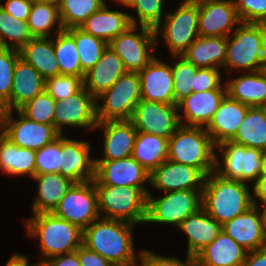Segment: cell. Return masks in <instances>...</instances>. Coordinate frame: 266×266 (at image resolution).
I'll use <instances>...</instances> for the list:
<instances>
[{"mask_svg":"<svg viewBox=\"0 0 266 266\" xmlns=\"http://www.w3.org/2000/svg\"><path fill=\"white\" fill-rule=\"evenodd\" d=\"M133 226L120 220L98 218L83 230V245L114 266L138 264L131 233Z\"/></svg>","mask_w":266,"mask_h":266,"instance_id":"obj_1","label":"cell"},{"mask_svg":"<svg viewBox=\"0 0 266 266\" xmlns=\"http://www.w3.org/2000/svg\"><path fill=\"white\" fill-rule=\"evenodd\" d=\"M247 183L225 179L215 171L208 174L202 191V207L219 224L231 221L258 206Z\"/></svg>","mask_w":266,"mask_h":266,"instance_id":"obj_2","label":"cell"},{"mask_svg":"<svg viewBox=\"0 0 266 266\" xmlns=\"http://www.w3.org/2000/svg\"><path fill=\"white\" fill-rule=\"evenodd\" d=\"M27 234L40 239L41 262L76 251L83 244V230L53 213L34 214L26 220Z\"/></svg>","mask_w":266,"mask_h":266,"instance_id":"obj_3","label":"cell"},{"mask_svg":"<svg viewBox=\"0 0 266 266\" xmlns=\"http://www.w3.org/2000/svg\"><path fill=\"white\" fill-rule=\"evenodd\" d=\"M216 145L201 126L180 125L168 139V160L198 168L205 176L215 171Z\"/></svg>","mask_w":266,"mask_h":266,"instance_id":"obj_4","label":"cell"},{"mask_svg":"<svg viewBox=\"0 0 266 266\" xmlns=\"http://www.w3.org/2000/svg\"><path fill=\"white\" fill-rule=\"evenodd\" d=\"M98 193L99 212L107 219L131 224L145 223L147 214V188L129 186L95 185Z\"/></svg>","mask_w":266,"mask_h":266,"instance_id":"obj_5","label":"cell"},{"mask_svg":"<svg viewBox=\"0 0 266 266\" xmlns=\"http://www.w3.org/2000/svg\"><path fill=\"white\" fill-rule=\"evenodd\" d=\"M227 37L224 70L254 72L266 69V51L261 47L260 23L241 22Z\"/></svg>","mask_w":266,"mask_h":266,"instance_id":"obj_6","label":"cell"},{"mask_svg":"<svg viewBox=\"0 0 266 266\" xmlns=\"http://www.w3.org/2000/svg\"><path fill=\"white\" fill-rule=\"evenodd\" d=\"M103 99V105L99 100ZM141 100L138 72H126L106 91L96 97L98 122L130 120Z\"/></svg>","mask_w":266,"mask_h":266,"instance_id":"obj_7","label":"cell"},{"mask_svg":"<svg viewBox=\"0 0 266 266\" xmlns=\"http://www.w3.org/2000/svg\"><path fill=\"white\" fill-rule=\"evenodd\" d=\"M203 190H179L166 192L156 199L147 195L145 223H163L178 227L190 214L202 208Z\"/></svg>","mask_w":266,"mask_h":266,"instance_id":"obj_8","label":"cell"},{"mask_svg":"<svg viewBox=\"0 0 266 266\" xmlns=\"http://www.w3.org/2000/svg\"><path fill=\"white\" fill-rule=\"evenodd\" d=\"M136 30L137 25H132L108 44L121 58L127 72H140L154 58L158 38L154 29L140 26L138 34Z\"/></svg>","mask_w":266,"mask_h":266,"instance_id":"obj_9","label":"cell"},{"mask_svg":"<svg viewBox=\"0 0 266 266\" xmlns=\"http://www.w3.org/2000/svg\"><path fill=\"white\" fill-rule=\"evenodd\" d=\"M52 213L84 230L101 215L94 181L74 183Z\"/></svg>","mask_w":266,"mask_h":266,"instance_id":"obj_10","label":"cell"},{"mask_svg":"<svg viewBox=\"0 0 266 266\" xmlns=\"http://www.w3.org/2000/svg\"><path fill=\"white\" fill-rule=\"evenodd\" d=\"M199 4L183 1L173 13L164 19L161 37L164 38L173 57L182 53L199 37Z\"/></svg>","mask_w":266,"mask_h":266,"instance_id":"obj_11","label":"cell"},{"mask_svg":"<svg viewBox=\"0 0 266 266\" xmlns=\"http://www.w3.org/2000/svg\"><path fill=\"white\" fill-rule=\"evenodd\" d=\"M130 121L138 132L169 139L181 125L177 104H163L141 99Z\"/></svg>","mask_w":266,"mask_h":266,"instance_id":"obj_12","label":"cell"},{"mask_svg":"<svg viewBox=\"0 0 266 266\" xmlns=\"http://www.w3.org/2000/svg\"><path fill=\"white\" fill-rule=\"evenodd\" d=\"M96 98L84 87L65 100L56 101L54 111V128L60 133L63 125L96 129Z\"/></svg>","mask_w":266,"mask_h":266,"instance_id":"obj_13","label":"cell"},{"mask_svg":"<svg viewBox=\"0 0 266 266\" xmlns=\"http://www.w3.org/2000/svg\"><path fill=\"white\" fill-rule=\"evenodd\" d=\"M95 185L145 188L150 183V172L132 156L118 160H95Z\"/></svg>","mask_w":266,"mask_h":266,"instance_id":"obj_14","label":"cell"},{"mask_svg":"<svg viewBox=\"0 0 266 266\" xmlns=\"http://www.w3.org/2000/svg\"><path fill=\"white\" fill-rule=\"evenodd\" d=\"M206 176L190 165L165 160L150 173V186L166 192L203 190Z\"/></svg>","mask_w":266,"mask_h":266,"instance_id":"obj_15","label":"cell"},{"mask_svg":"<svg viewBox=\"0 0 266 266\" xmlns=\"http://www.w3.org/2000/svg\"><path fill=\"white\" fill-rule=\"evenodd\" d=\"M13 111H9L3 123V134L21 148L39 150L51 143L60 133L53 125H46L29 120L18 110V121L13 119Z\"/></svg>","mask_w":266,"mask_h":266,"instance_id":"obj_16","label":"cell"},{"mask_svg":"<svg viewBox=\"0 0 266 266\" xmlns=\"http://www.w3.org/2000/svg\"><path fill=\"white\" fill-rule=\"evenodd\" d=\"M241 23L232 0H212L199 3V36L228 37L233 26Z\"/></svg>","mask_w":266,"mask_h":266,"instance_id":"obj_17","label":"cell"},{"mask_svg":"<svg viewBox=\"0 0 266 266\" xmlns=\"http://www.w3.org/2000/svg\"><path fill=\"white\" fill-rule=\"evenodd\" d=\"M141 99L175 104L171 65L154 57L140 72Z\"/></svg>","mask_w":266,"mask_h":266,"instance_id":"obj_18","label":"cell"},{"mask_svg":"<svg viewBox=\"0 0 266 266\" xmlns=\"http://www.w3.org/2000/svg\"><path fill=\"white\" fill-rule=\"evenodd\" d=\"M90 144L68 139L61 134L60 174L75 183L92 181L95 176V159L90 158Z\"/></svg>","mask_w":266,"mask_h":266,"instance_id":"obj_19","label":"cell"},{"mask_svg":"<svg viewBox=\"0 0 266 266\" xmlns=\"http://www.w3.org/2000/svg\"><path fill=\"white\" fill-rule=\"evenodd\" d=\"M222 231L244 249L254 251L266 247V233L259 206H253L222 225Z\"/></svg>","mask_w":266,"mask_h":266,"instance_id":"obj_20","label":"cell"},{"mask_svg":"<svg viewBox=\"0 0 266 266\" xmlns=\"http://www.w3.org/2000/svg\"><path fill=\"white\" fill-rule=\"evenodd\" d=\"M226 95V89H214L205 92H192L177 103L178 110L183 109L179 114L181 125L185 126H207L212 120L214 113L222 99ZM182 119H186L184 123Z\"/></svg>","mask_w":266,"mask_h":266,"instance_id":"obj_21","label":"cell"},{"mask_svg":"<svg viewBox=\"0 0 266 266\" xmlns=\"http://www.w3.org/2000/svg\"><path fill=\"white\" fill-rule=\"evenodd\" d=\"M95 128L104 130V157L95 160H118L132 155L138 131L130 120L98 122Z\"/></svg>","mask_w":266,"mask_h":266,"instance_id":"obj_22","label":"cell"},{"mask_svg":"<svg viewBox=\"0 0 266 266\" xmlns=\"http://www.w3.org/2000/svg\"><path fill=\"white\" fill-rule=\"evenodd\" d=\"M249 107L225 95L212 120L205 127L215 145L231 140L235 136Z\"/></svg>","mask_w":266,"mask_h":266,"instance_id":"obj_23","label":"cell"},{"mask_svg":"<svg viewBox=\"0 0 266 266\" xmlns=\"http://www.w3.org/2000/svg\"><path fill=\"white\" fill-rule=\"evenodd\" d=\"M45 90V79L22 58L17 60L14 68L10 98L6 101L9 111L18 110Z\"/></svg>","mask_w":266,"mask_h":266,"instance_id":"obj_24","label":"cell"},{"mask_svg":"<svg viewBox=\"0 0 266 266\" xmlns=\"http://www.w3.org/2000/svg\"><path fill=\"white\" fill-rule=\"evenodd\" d=\"M126 72L121 58L107 46L99 61L85 73L84 88L96 98Z\"/></svg>","mask_w":266,"mask_h":266,"instance_id":"obj_25","label":"cell"},{"mask_svg":"<svg viewBox=\"0 0 266 266\" xmlns=\"http://www.w3.org/2000/svg\"><path fill=\"white\" fill-rule=\"evenodd\" d=\"M177 228L186 233L187 255L193 257L212 243L222 231V225L213 219L203 207L190 214Z\"/></svg>","mask_w":266,"mask_h":266,"instance_id":"obj_26","label":"cell"},{"mask_svg":"<svg viewBox=\"0 0 266 266\" xmlns=\"http://www.w3.org/2000/svg\"><path fill=\"white\" fill-rule=\"evenodd\" d=\"M248 251L221 231L197 256V266H242Z\"/></svg>","mask_w":266,"mask_h":266,"instance_id":"obj_27","label":"cell"},{"mask_svg":"<svg viewBox=\"0 0 266 266\" xmlns=\"http://www.w3.org/2000/svg\"><path fill=\"white\" fill-rule=\"evenodd\" d=\"M132 26L129 14L108 9L106 2L79 27L107 44Z\"/></svg>","mask_w":266,"mask_h":266,"instance_id":"obj_28","label":"cell"},{"mask_svg":"<svg viewBox=\"0 0 266 266\" xmlns=\"http://www.w3.org/2000/svg\"><path fill=\"white\" fill-rule=\"evenodd\" d=\"M227 37L199 36L183 53L186 60L199 68L224 67Z\"/></svg>","mask_w":266,"mask_h":266,"instance_id":"obj_29","label":"cell"},{"mask_svg":"<svg viewBox=\"0 0 266 266\" xmlns=\"http://www.w3.org/2000/svg\"><path fill=\"white\" fill-rule=\"evenodd\" d=\"M33 179L38 183L37 195L32 205L34 214L52 213L75 183L59 173L38 174Z\"/></svg>","mask_w":266,"mask_h":266,"instance_id":"obj_30","label":"cell"},{"mask_svg":"<svg viewBox=\"0 0 266 266\" xmlns=\"http://www.w3.org/2000/svg\"><path fill=\"white\" fill-rule=\"evenodd\" d=\"M52 37H33L20 50V58L32 65L46 80L60 75V67L55 57Z\"/></svg>","mask_w":266,"mask_h":266,"instance_id":"obj_31","label":"cell"},{"mask_svg":"<svg viewBox=\"0 0 266 266\" xmlns=\"http://www.w3.org/2000/svg\"><path fill=\"white\" fill-rule=\"evenodd\" d=\"M226 94L250 107L266 103V69L248 72L225 83Z\"/></svg>","mask_w":266,"mask_h":266,"instance_id":"obj_32","label":"cell"},{"mask_svg":"<svg viewBox=\"0 0 266 266\" xmlns=\"http://www.w3.org/2000/svg\"><path fill=\"white\" fill-rule=\"evenodd\" d=\"M36 151L21 148L4 134L0 137V170L10 176H35Z\"/></svg>","mask_w":266,"mask_h":266,"instance_id":"obj_33","label":"cell"},{"mask_svg":"<svg viewBox=\"0 0 266 266\" xmlns=\"http://www.w3.org/2000/svg\"><path fill=\"white\" fill-rule=\"evenodd\" d=\"M245 147L266 151V112L263 107H249L237 133L230 140Z\"/></svg>","mask_w":266,"mask_h":266,"instance_id":"obj_34","label":"cell"},{"mask_svg":"<svg viewBox=\"0 0 266 266\" xmlns=\"http://www.w3.org/2000/svg\"><path fill=\"white\" fill-rule=\"evenodd\" d=\"M150 173L168 158V139L137 132L131 155Z\"/></svg>","mask_w":266,"mask_h":266,"instance_id":"obj_35","label":"cell"},{"mask_svg":"<svg viewBox=\"0 0 266 266\" xmlns=\"http://www.w3.org/2000/svg\"><path fill=\"white\" fill-rule=\"evenodd\" d=\"M65 31L75 40L82 71L87 73L99 61L108 44L80 28Z\"/></svg>","mask_w":266,"mask_h":266,"instance_id":"obj_36","label":"cell"},{"mask_svg":"<svg viewBox=\"0 0 266 266\" xmlns=\"http://www.w3.org/2000/svg\"><path fill=\"white\" fill-rule=\"evenodd\" d=\"M27 23L33 37H50L51 28L56 24H58V29L55 35L64 30L60 21L58 7L50 4L33 1Z\"/></svg>","mask_w":266,"mask_h":266,"instance_id":"obj_37","label":"cell"},{"mask_svg":"<svg viewBox=\"0 0 266 266\" xmlns=\"http://www.w3.org/2000/svg\"><path fill=\"white\" fill-rule=\"evenodd\" d=\"M55 57L60 67V75H74L84 79L75 40L65 31L54 39Z\"/></svg>","mask_w":266,"mask_h":266,"instance_id":"obj_38","label":"cell"},{"mask_svg":"<svg viewBox=\"0 0 266 266\" xmlns=\"http://www.w3.org/2000/svg\"><path fill=\"white\" fill-rule=\"evenodd\" d=\"M32 38L27 20L16 19L0 7V47L20 50Z\"/></svg>","mask_w":266,"mask_h":266,"instance_id":"obj_39","label":"cell"},{"mask_svg":"<svg viewBox=\"0 0 266 266\" xmlns=\"http://www.w3.org/2000/svg\"><path fill=\"white\" fill-rule=\"evenodd\" d=\"M105 2V0H63L58 8L63 29L79 28Z\"/></svg>","mask_w":266,"mask_h":266,"instance_id":"obj_40","label":"cell"},{"mask_svg":"<svg viewBox=\"0 0 266 266\" xmlns=\"http://www.w3.org/2000/svg\"><path fill=\"white\" fill-rule=\"evenodd\" d=\"M217 148L223 154V161L220 165L216 154L215 172L225 179L242 182V145L228 140L216 145Z\"/></svg>","mask_w":266,"mask_h":266,"instance_id":"obj_41","label":"cell"},{"mask_svg":"<svg viewBox=\"0 0 266 266\" xmlns=\"http://www.w3.org/2000/svg\"><path fill=\"white\" fill-rule=\"evenodd\" d=\"M56 100L45 90L26 102L18 111L29 120L54 126Z\"/></svg>","mask_w":266,"mask_h":266,"instance_id":"obj_42","label":"cell"},{"mask_svg":"<svg viewBox=\"0 0 266 266\" xmlns=\"http://www.w3.org/2000/svg\"><path fill=\"white\" fill-rule=\"evenodd\" d=\"M180 61L171 66L173 72V89L175 104L192 93L194 76L199 67L179 55Z\"/></svg>","mask_w":266,"mask_h":266,"instance_id":"obj_43","label":"cell"},{"mask_svg":"<svg viewBox=\"0 0 266 266\" xmlns=\"http://www.w3.org/2000/svg\"><path fill=\"white\" fill-rule=\"evenodd\" d=\"M164 0H134L133 4L130 6L136 9L138 21L131 15L130 21L132 25L147 26L153 28L156 37L159 34L161 18L164 11L163 10Z\"/></svg>","mask_w":266,"mask_h":266,"instance_id":"obj_44","label":"cell"},{"mask_svg":"<svg viewBox=\"0 0 266 266\" xmlns=\"http://www.w3.org/2000/svg\"><path fill=\"white\" fill-rule=\"evenodd\" d=\"M61 134L51 143L36 150L35 175L59 173L61 168Z\"/></svg>","mask_w":266,"mask_h":266,"instance_id":"obj_45","label":"cell"},{"mask_svg":"<svg viewBox=\"0 0 266 266\" xmlns=\"http://www.w3.org/2000/svg\"><path fill=\"white\" fill-rule=\"evenodd\" d=\"M83 87V78L74 75H58L45 80V91L56 101L67 99Z\"/></svg>","mask_w":266,"mask_h":266,"instance_id":"obj_46","label":"cell"},{"mask_svg":"<svg viewBox=\"0 0 266 266\" xmlns=\"http://www.w3.org/2000/svg\"><path fill=\"white\" fill-rule=\"evenodd\" d=\"M19 58V50L0 47V96L5 101L10 98L14 68Z\"/></svg>","mask_w":266,"mask_h":266,"instance_id":"obj_47","label":"cell"},{"mask_svg":"<svg viewBox=\"0 0 266 266\" xmlns=\"http://www.w3.org/2000/svg\"><path fill=\"white\" fill-rule=\"evenodd\" d=\"M241 22L266 21V0H232Z\"/></svg>","mask_w":266,"mask_h":266,"instance_id":"obj_48","label":"cell"},{"mask_svg":"<svg viewBox=\"0 0 266 266\" xmlns=\"http://www.w3.org/2000/svg\"><path fill=\"white\" fill-rule=\"evenodd\" d=\"M264 151L242 145V182H256L260 177L261 160Z\"/></svg>","mask_w":266,"mask_h":266,"instance_id":"obj_49","label":"cell"},{"mask_svg":"<svg viewBox=\"0 0 266 266\" xmlns=\"http://www.w3.org/2000/svg\"><path fill=\"white\" fill-rule=\"evenodd\" d=\"M220 70L217 68H199L194 76L192 92H205L214 89H226L221 82Z\"/></svg>","mask_w":266,"mask_h":266,"instance_id":"obj_50","label":"cell"},{"mask_svg":"<svg viewBox=\"0 0 266 266\" xmlns=\"http://www.w3.org/2000/svg\"><path fill=\"white\" fill-rule=\"evenodd\" d=\"M138 257L141 266H197L196 257L190 255H187L185 262L175 257L159 256L148 250L139 252Z\"/></svg>","mask_w":266,"mask_h":266,"instance_id":"obj_51","label":"cell"},{"mask_svg":"<svg viewBox=\"0 0 266 266\" xmlns=\"http://www.w3.org/2000/svg\"><path fill=\"white\" fill-rule=\"evenodd\" d=\"M32 4V0H7L4 5L0 4V7L16 19L27 20Z\"/></svg>","mask_w":266,"mask_h":266,"instance_id":"obj_52","label":"cell"},{"mask_svg":"<svg viewBox=\"0 0 266 266\" xmlns=\"http://www.w3.org/2000/svg\"><path fill=\"white\" fill-rule=\"evenodd\" d=\"M81 266H114L107 259L83 244L76 250Z\"/></svg>","mask_w":266,"mask_h":266,"instance_id":"obj_53","label":"cell"},{"mask_svg":"<svg viewBox=\"0 0 266 266\" xmlns=\"http://www.w3.org/2000/svg\"><path fill=\"white\" fill-rule=\"evenodd\" d=\"M45 263L48 266H81L76 251L52 257Z\"/></svg>","mask_w":266,"mask_h":266,"instance_id":"obj_54","label":"cell"},{"mask_svg":"<svg viewBox=\"0 0 266 266\" xmlns=\"http://www.w3.org/2000/svg\"><path fill=\"white\" fill-rule=\"evenodd\" d=\"M242 266H266V247L249 251Z\"/></svg>","mask_w":266,"mask_h":266,"instance_id":"obj_55","label":"cell"},{"mask_svg":"<svg viewBox=\"0 0 266 266\" xmlns=\"http://www.w3.org/2000/svg\"><path fill=\"white\" fill-rule=\"evenodd\" d=\"M253 185L255 197L259 198L262 203H266V175H260Z\"/></svg>","mask_w":266,"mask_h":266,"instance_id":"obj_56","label":"cell"},{"mask_svg":"<svg viewBox=\"0 0 266 266\" xmlns=\"http://www.w3.org/2000/svg\"><path fill=\"white\" fill-rule=\"evenodd\" d=\"M28 258L25 255L14 253L12 257L8 260L5 266H35L28 265Z\"/></svg>","mask_w":266,"mask_h":266,"instance_id":"obj_57","label":"cell"},{"mask_svg":"<svg viewBox=\"0 0 266 266\" xmlns=\"http://www.w3.org/2000/svg\"><path fill=\"white\" fill-rule=\"evenodd\" d=\"M8 112L9 109L7 107L6 101L0 96V122H4Z\"/></svg>","mask_w":266,"mask_h":266,"instance_id":"obj_58","label":"cell"},{"mask_svg":"<svg viewBox=\"0 0 266 266\" xmlns=\"http://www.w3.org/2000/svg\"><path fill=\"white\" fill-rule=\"evenodd\" d=\"M261 47L266 51V21L260 22Z\"/></svg>","mask_w":266,"mask_h":266,"instance_id":"obj_59","label":"cell"},{"mask_svg":"<svg viewBox=\"0 0 266 266\" xmlns=\"http://www.w3.org/2000/svg\"><path fill=\"white\" fill-rule=\"evenodd\" d=\"M37 3L50 4L59 8L63 0H32Z\"/></svg>","mask_w":266,"mask_h":266,"instance_id":"obj_60","label":"cell"},{"mask_svg":"<svg viewBox=\"0 0 266 266\" xmlns=\"http://www.w3.org/2000/svg\"><path fill=\"white\" fill-rule=\"evenodd\" d=\"M260 175H266V151L262 155Z\"/></svg>","mask_w":266,"mask_h":266,"instance_id":"obj_61","label":"cell"},{"mask_svg":"<svg viewBox=\"0 0 266 266\" xmlns=\"http://www.w3.org/2000/svg\"><path fill=\"white\" fill-rule=\"evenodd\" d=\"M264 207V211H262L261 216H262V221H263V225H264V230L266 233V203H262L261 204Z\"/></svg>","mask_w":266,"mask_h":266,"instance_id":"obj_62","label":"cell"},{"mask_svg":"<svg viewBox=\"0 0 266 266\" xmlns=\"http://www.w3.org/2000/svg\"><path fill=\"white\" fill-rule=\"evenodd\" d=\"M116 2H118L119 4L121 3V5H125V6H131L134 2V0H114Z\"/></svg>","mask_w":266,"mask_h":266,"instance_id":"obj_63","label":"cell"},{"mask_svg":"<svg viewBox=\"0 0 266 266\" xmlns=\"http://www.w3.org/2000/svg\"><path fill=\"white\" fill-rule=\"evenodd\" d=\"M35 266H48L45 262H38Z\"/></svg>","mask_w":266,"mask_h":266,"instance_id":"obj_64","label":"cell"},{"mask_svg":"<svg viewBox=\"0 0 266 266\" xmlns=\"http://www.w3.org/2000/svg\"><path fill=\"white\" fill-rule=\"evenodd\" d=\"M3 123L4 122H0V130H2V132L0 133V137L3 135Z\"/></svg>","mask_w":266,"mask_h":266,"instance_id":"obj_65","label":"cell"},{"mask_svg":"<svg viewBox=\"0 0 266 266\" xmlns=\"http://www.w3.org/2000/svg\"><path fill=\"white\" fill-rule=\"evenodd\" d=\"M194 2H196V3H202V2H205V1H212V0H193Z\"/></svg>","mask_w":266,"mask_h":266,"instance_id":"obj_66","label":"cell"},{"mask_svg":"<svg viewBox=\"0 0 266 266\" xmlns=\"http://www.w3.org/2000/svg\"><path fill=\"white\" fill-rule=\"evenodd\" d=\"M125 266H138V264L125 265Z\"/></svg>","mask_w":266,"mask_h":266,"instance_id":"obj_67","label":"cell"},{"mask_svg":"<svg viewBox=\"0 0 266 266\" xmlns=\"http://www.w3.org/2000/svg\"><path fill=\"white\" fill-rule=\"evenodd\" d=\"M262 107L265 109V112H266V103Z\"/></svg>","mask_w":266,"mask_h":266,"instance_id":"obj_68","label":"cell"}]
</instances>
